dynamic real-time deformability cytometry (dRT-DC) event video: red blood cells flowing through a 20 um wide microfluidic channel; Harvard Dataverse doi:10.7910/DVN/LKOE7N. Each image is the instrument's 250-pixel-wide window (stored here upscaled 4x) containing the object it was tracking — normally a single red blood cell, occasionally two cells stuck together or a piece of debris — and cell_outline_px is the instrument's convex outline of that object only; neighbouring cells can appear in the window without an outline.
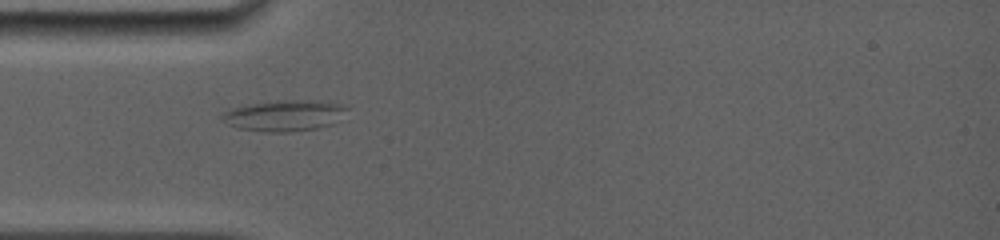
{"species": "common noctule bat (a hibernating species)", "species_latin": "Nyctalus noctula", "temperature_condition": "room temperature", "stored_images_in_passage": 6, "camera_frame_rate_fps": 5000, "um_per_image_px": 0.085, "animal": {"sex": "female", "body_mass_g": 19.0, "forearm_length_mm": 56.7}, "frame": {"image": 1, "passage_image": 1, "time_ms": 0.0, "image_size_px": [1000, 240], "cell_outline_px": [[348, 108], [332, 124], [316, 128], [288, 132], [264, 132], [240, 128], [228, 124], [220, 116], [224, 112], [232, 108], [248, 104], [276, 100], [328, 100], [340, 104]], "centroid_in_image_um": [24.17, 9.8], "position_along_channel_um": 60.8, "area_um2": 22.48}}
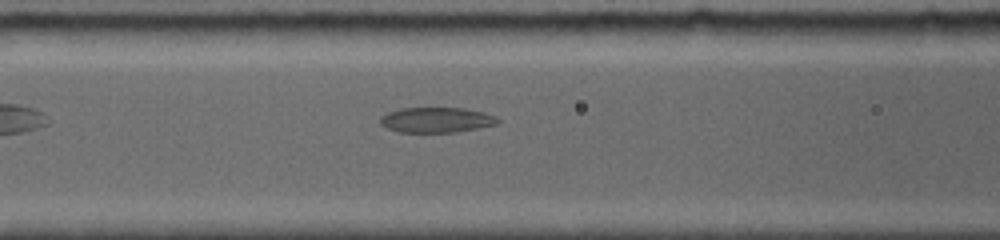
{"frame": {"image": 2, "passage_image": 6, "time_ms": 1.8, "image_size_px": [1000, 240], "cell_outline_px": [[500, 124], [456, 132], [400, 132], [388, 128], [380, 124], [380, 116], [388, 112], [400, 108], [464, 108], [484, 112], [496, 116], [500, 120]], "centroid_in_image_um": [37.13, 10.19], "position_along_channel_um": 129.5, "area_um2": 17.4}}